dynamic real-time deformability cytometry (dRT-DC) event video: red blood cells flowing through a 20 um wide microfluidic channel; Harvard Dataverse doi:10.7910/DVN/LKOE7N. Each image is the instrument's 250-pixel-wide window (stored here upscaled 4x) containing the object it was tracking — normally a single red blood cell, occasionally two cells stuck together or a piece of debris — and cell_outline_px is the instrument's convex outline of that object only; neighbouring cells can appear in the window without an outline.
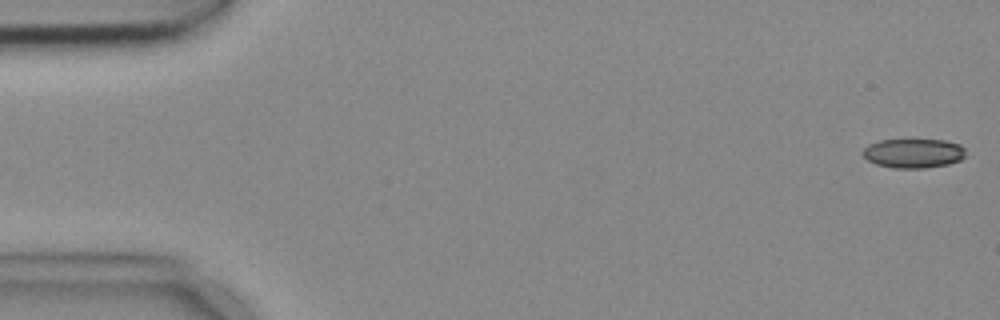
{"species": "common noctule bat (a hibernating species)", "species_latin": "Nyctalus noctula", "temperature_condition": "cold", "stored_images_in_passage": 5, "camera_frame_rate_fps": 3000, "um_per_image_px": 0.085, "animal": {"sex": "female", "body_mass_g": 18.4}, "frame": {"image": 1, "passage_image": 1, "time_ms": 0.0, "image_size_px": [1000, 320], "cell_outline_px": [[964, 156], [960, 160], [948, 164], [924, 168], [896, 168], [876, 164], [868, 160], [860, 152], [868, 144], [880, 140], [944, 140], [960, 144], [964, 148]], "centroid_in_image_um": [77.62, 13.02], "position_along_channel_um": 7.4, "area_um2": 17.51}}
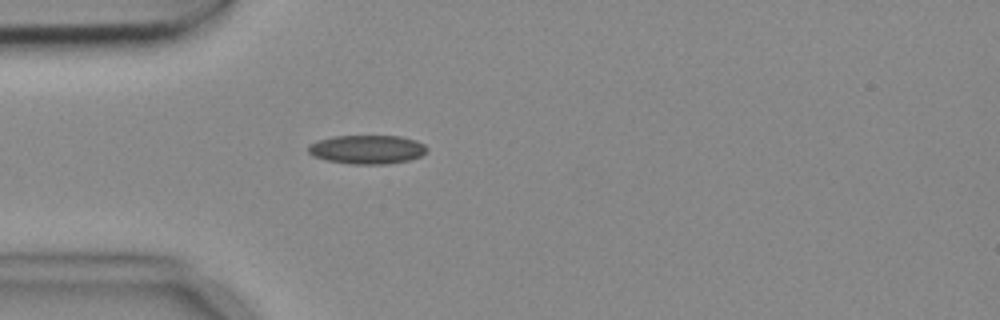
{"frame": {"image": 2, "passage_image": 5, "time_ms": 1.333, "image_size_px": [1000, 320], "cell_outline_px": [[428, 148], [420, 156], [408, 160], [388, 164], [352, 164], [328, 160], [312, 156], [308, 152], [308, 144], [316, 140], [336, 136], [400, 136], [416, 140], [424, 144]], "centroid_in_image_um": [31.18, 12.7], "position_along_channel_um": 53.8, "area_um2": 19.94}}